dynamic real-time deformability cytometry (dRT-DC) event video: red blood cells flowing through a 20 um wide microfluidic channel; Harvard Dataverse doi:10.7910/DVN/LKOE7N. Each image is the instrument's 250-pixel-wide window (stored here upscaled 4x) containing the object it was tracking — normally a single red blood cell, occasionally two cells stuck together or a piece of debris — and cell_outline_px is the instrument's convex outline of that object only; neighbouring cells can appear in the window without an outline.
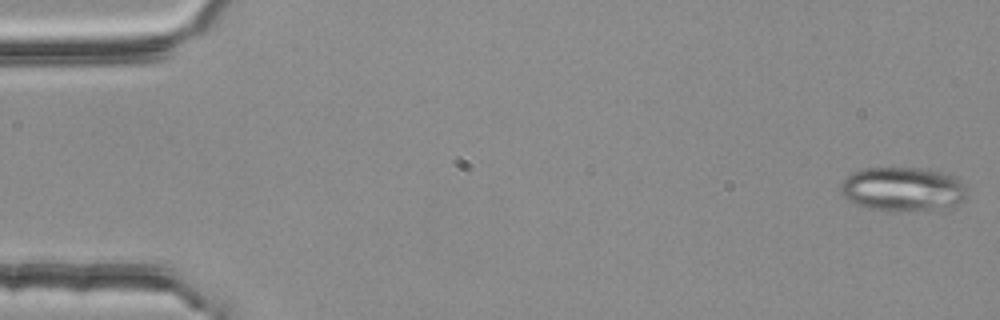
{"species": "common noctule bat (a hibernating species)", "species_latin": "Nyctalus noctula", "temperature_condition": "room temperature", "stored_images_in_passage": 4, "camera_frame_rate_fps": 3000, "um_per_image_px": 0.085, "animal": {"sex": "female", "body_mass_g": 25.1}, "frame": {"image": 1, "passage_image": 1, "time_ms": 0.0, "image_size_px": [1000, 320], "cell_outline_px": [[968, 192], [964, 200], [940, 212], [868, 208], [856, 204], [848, 200], [844, 196], [840, 188], [840, 184], [852, 172], [860, 168], [924, 168], [944, 172], [956, 176], [964, 184]], "centroid_in_image_um": [76.81, 16.08], "position_along_channel_um": 8.2, "area_um2": 33.0}}